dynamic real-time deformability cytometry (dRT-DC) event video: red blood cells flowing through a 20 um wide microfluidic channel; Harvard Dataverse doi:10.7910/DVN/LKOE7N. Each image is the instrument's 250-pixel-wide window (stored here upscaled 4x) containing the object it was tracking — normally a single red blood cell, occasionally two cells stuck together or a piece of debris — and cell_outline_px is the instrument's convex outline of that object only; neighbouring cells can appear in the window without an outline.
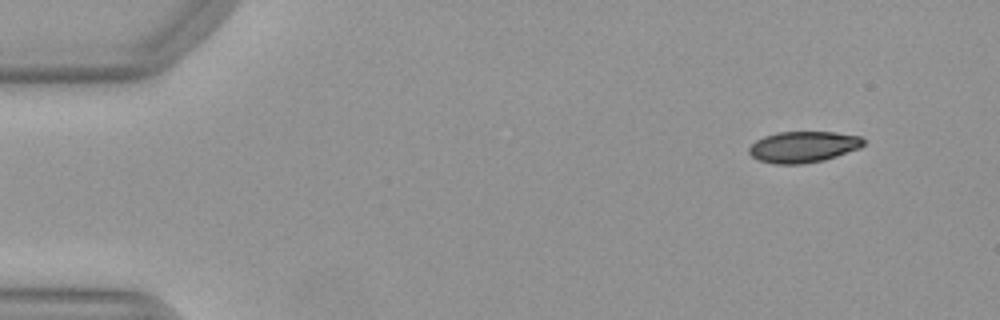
{"species": "Egyptian fruit bat (a non-hibernating species)", "species_latin": "Rousettus aegyptiacus", "temperature_condition": "warm", "stored_images_in_passage": 51, "camera_frame_rate_fps": 3000, "um_per_image_px": 0.085, "animal": {"sex": "female"}, "frame": {"image": 1, "passage_image": 5, "time_ms": 1.333, "image_size_px": [1000, 320], "cell_outline_px": [[864, 144], [860, 148], [824, 160], [804, 164], [776, 164], [760, 160], [752, 156], [748, 152], [748, 148], [756, 140], [764, 136], [776, 132], [836, 132], [860, 136], [864, 140]], "centroid_in_image_um": [68.27, 12.48], "position_along_channel_um": 16.7, "area_um2": 20.81}}
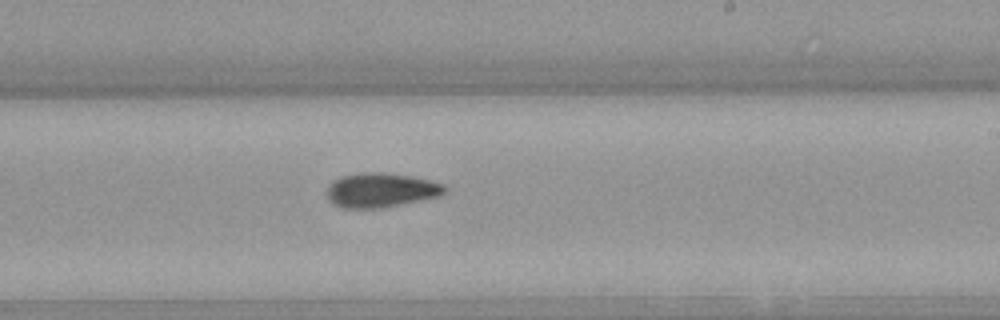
{"frame": {"image": 2, "passage_image": 31, "time_ms": 10.0, "image_size_px": [1000, 320], "cell_outline_px": [[448, 192], [440, 196], [384, 208], [340, 208], [332, 204], [328, 200], [328, 184], [332, 180], [340, 176], [364, 172], [384, 172], [412, 176], [444, 184], [448, 188]], "centroid_in_image_um": [32.38, 16.16], "position_along_channel_um": 256.6, "area_um2": 24.04}}
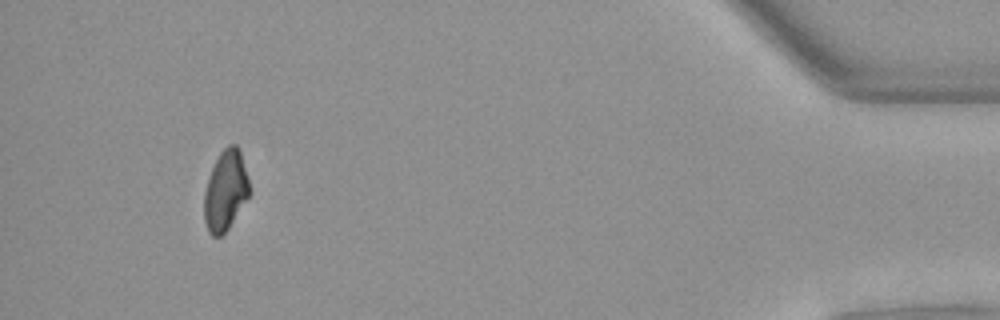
{"frame": {"image": 3, "passage_image": 48, "time_ms": 15.667, "image_size_px": [1000, 320], "cell_outline_px": [[252, 192], [228, 228], [220, 236], [212, 236], [208, 232], [204, 220], [204, 192], [208, 176], [220, 152], [228, 144], [236, 144], [240, 148], [248, 176]], "centroid_in_image_um": [19.19, 16.17], "position_along_channel_um": 416.0, "area_um2": 21.44}, "authors_computed_cell_mechanics": {"area_um2": 22.1952, "velocity_mm_per_s": 4.0106, "shape_relaxation_time_tau1_ms": 7.826, "shape_relaxation_time_tau2_ms": null, "deformation_change_tau1": 0.1921, "deformation_change_tau2": null}}